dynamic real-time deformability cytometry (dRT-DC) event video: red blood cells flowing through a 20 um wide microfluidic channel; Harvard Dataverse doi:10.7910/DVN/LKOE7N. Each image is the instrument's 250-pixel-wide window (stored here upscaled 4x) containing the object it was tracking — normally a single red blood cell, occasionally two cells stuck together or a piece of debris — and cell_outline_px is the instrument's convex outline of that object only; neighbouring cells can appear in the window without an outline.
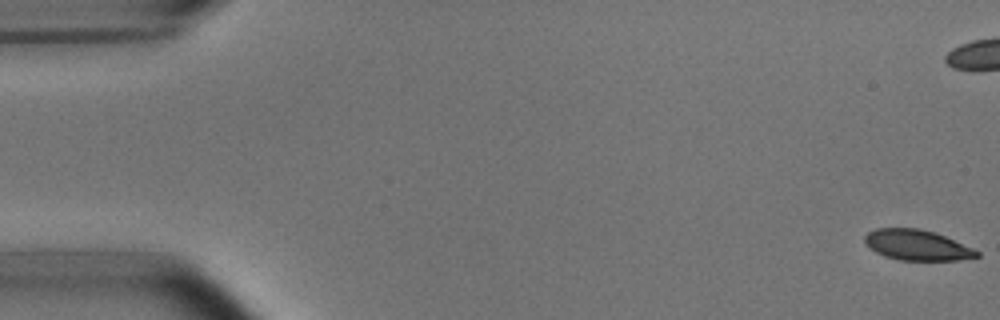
{"species": "common noctule bat (a hibernating species)", "species_latin": "Nyctalus noctula", "temperature_condition": "room temperature", "stored_images_in_passage": 53, "camera_frame_rate_fps": 3000, "um_per_image_px": 0.085, "animal": {"sex": "male", "body_mass_g": 15.6}, "frame": {"image": 1, "passage_image": 1, "time_ms": 0.0, "image_size_px": [1000, 320], "cell_outline_px": [[980, 256], [956, 260], [900, 260], [884, 256], [876, 252], [864, 240], [864, 236], [868, 232], [876, 228], [920, 228], [936, 232], [972, 248], [980, 252]], "centroid_in_image_um": [77.95, 20.82], "position_along_channel_um": 7.1, "area_um2": 19.77}}
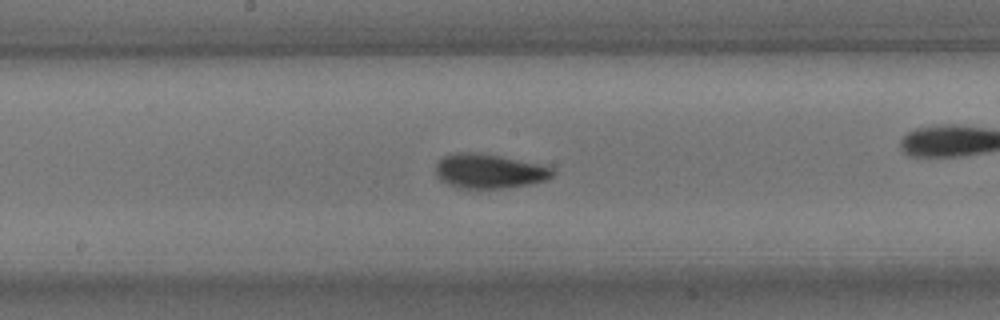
{"frame": {"image": 2, "passage_image": 28, "time_ms": 9.0, "image_size_px": [1000, 320], "cell_outline_px": [[556, 172], [548, 180], [532, 184], [508, 188], [460, 188], [448, 184], [440, 180], [436, 176], [436, 164], [444, 156], [452, 152], [480, 152], [500, 156], [536, 164], [552, 168]], "centroid_in_image_um": [41.56, 14.55], "position_along_channel_um": 206.6, "area_um2": 23.58}}
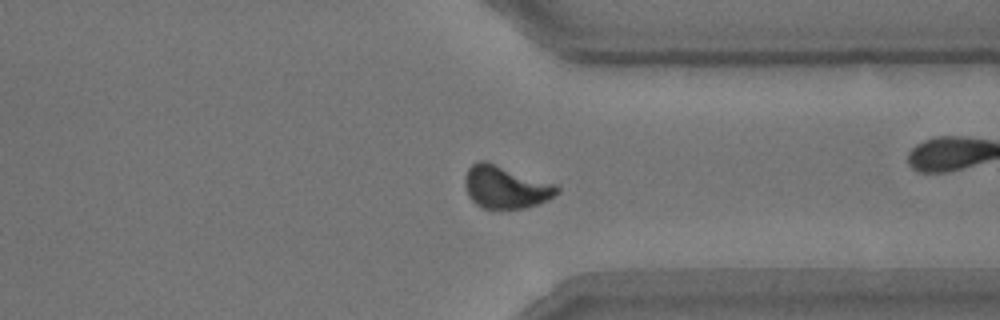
{"frame": {"image": 3, "passage_image": 41, "time_ms": 13.333, "image_size_px": [1000, 320], "cell_outline_px": [[560, 192], [548, 200], [524, 208], [480, 208], [468, 196], [464, 184], [464, 176], [468, 168], [472, 164], [480, 160], [484, 160], [556, 184], [560, 188]], "centroid_in_image_um": [42.96, 15.9], "position_along_channel_um": 368.4, "area_um2": 22.89}, "authors_computed_cell_mechanics": {"area_um2": 22.1952, "velocity_mm_per_s": 3.7671, "shape_relaxation_time_tau1_ms": 3.1189, "shape_relaxation_time_tau2_ms": 1.7678, "deformation_change_tau1": 0.1228, "deformation_change_tau2": 0.046}}